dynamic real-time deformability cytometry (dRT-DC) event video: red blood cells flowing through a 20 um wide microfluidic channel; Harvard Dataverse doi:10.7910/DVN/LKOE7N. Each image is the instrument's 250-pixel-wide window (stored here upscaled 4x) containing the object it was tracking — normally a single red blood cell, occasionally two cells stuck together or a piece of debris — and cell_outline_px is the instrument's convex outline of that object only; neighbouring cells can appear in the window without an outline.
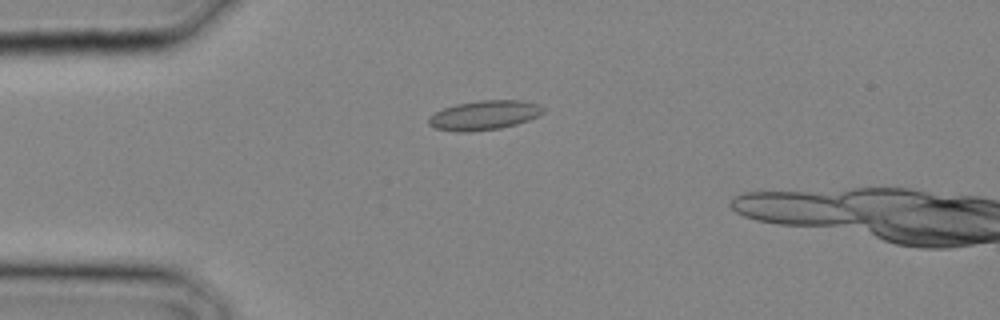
{"species": "common noctule bat (a hibernating species)", "species_latin": "Nyctalus noctula", "temperature_condition": "cold", "stored_images_in_passage": 4, "camera_frame_rate_fps": 3000, "um_per_image_px": 0.085, "animal": {"sex": "male", "body_mass_g": 20.4}, "frame": {"image": 1, "passage_image": 2, "time_ms": 0.333, "image_size_px": [1000, 320], "cell_outline_px": [[544, 112], [528, 120], [516, 124], [500, 128], [472, 132], [456, 132], [436, 128], [428, 124], [428, 116], [444, 108], [456, 104], [480, 100], [520, 100], [540, 104], [544, 108]], "centroid_in_image_um": [41.15, 9.79], "position_along_channel_um": 43.9, "area_um2": 19.65}}